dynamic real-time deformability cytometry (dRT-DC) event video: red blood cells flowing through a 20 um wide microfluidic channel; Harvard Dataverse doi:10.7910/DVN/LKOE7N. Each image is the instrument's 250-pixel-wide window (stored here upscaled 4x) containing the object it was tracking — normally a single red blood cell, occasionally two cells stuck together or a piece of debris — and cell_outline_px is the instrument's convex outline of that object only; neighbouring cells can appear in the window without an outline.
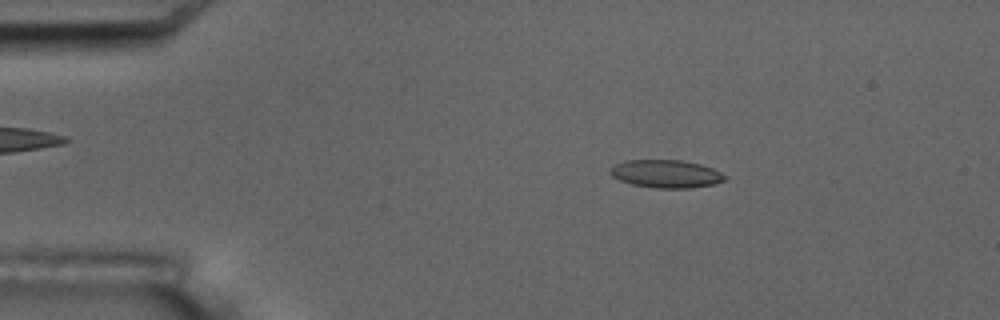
{"species": "common noctule bat (a hibernating species)", "species_latin": "Nyctalus noctula", "temperature_condition": "room temperature", "stored_images_in_passage": 4, "camera_frame_rate_fps": 3000, "um_per_image_px": 0.085, "animal": {"sex": "male", "body_mass_g": 17.5, "forearm_length_mm": 52.3}, "frame": {"image": 1, "passage_image": 2, "time_ms": 1.0, "image_size_px": [1000, 320], "cell_outline_px": [[728, 176], [724, 180], [712, 184], [688, 188], [656, 188], [632, 184], [620, 180], [612, 176], [608, 172], [616, 164], [624, 160], [680, 160], [700, 164], [712, 168]], "centroid_in_image_um": [56.6, 14.77], "position_along_channel_um": 28.4, "area_um2": 18.5}}